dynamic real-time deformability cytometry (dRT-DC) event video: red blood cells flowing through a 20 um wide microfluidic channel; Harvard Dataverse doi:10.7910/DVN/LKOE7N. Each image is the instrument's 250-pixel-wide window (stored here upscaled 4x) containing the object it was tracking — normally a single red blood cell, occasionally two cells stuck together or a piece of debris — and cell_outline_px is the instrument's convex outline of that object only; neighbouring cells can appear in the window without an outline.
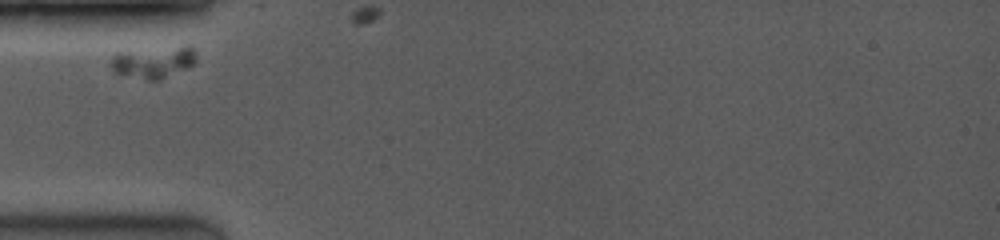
{"species": "common noctule bat (a hibernating species)", "species_latin": "Nyctalus noctula", "temperature_condition": "room temperature", "stored_images_in_passage": 2, "camera_frame_rate_fps": 3500, "um_per_image_px": 0.085, "animal": {"sex": "female", "body_mass_g": 19.0, "forearm_length_mm": 53.3}, "frame": {"image": 1, "passage_image": 1, "time_ms": 0.0, "image_size_px": [1000, 240], "cell_outline_px": [[196, 64], [160, 80], [148, 80], [116, 72], [112, 68], [112, 56], [116, 52], [188, 44], [196, 52]], "centroid_in_image_um": [13.12, 5.24], "position_along_channel_um": 71.9, "area_um2": 15.95}}